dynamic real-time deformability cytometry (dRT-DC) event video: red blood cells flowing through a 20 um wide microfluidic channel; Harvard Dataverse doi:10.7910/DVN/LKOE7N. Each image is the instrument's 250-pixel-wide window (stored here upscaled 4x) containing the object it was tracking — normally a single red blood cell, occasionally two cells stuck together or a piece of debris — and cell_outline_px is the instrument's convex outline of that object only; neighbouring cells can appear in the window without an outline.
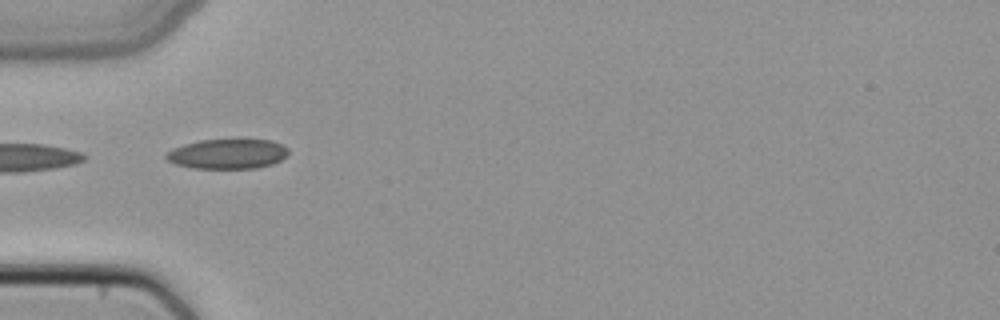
{"species": "common noctule bat (a hibernating species)", "species_latin": "Nyctalus noctula", "temperature_condition": "cold", "stored_images_in_passage": 3, "camera_frame_rate_fps": 3000, "um_per_image_px": 0.085, "animal": {"sex": "female", "body_mass_g": 22.7, "forearm_length_mm": 54.2}, "frame": {"image": 1, "passage_image": 2, "time_ms": 0.333, "image_size_px": [1000, 320], "cell_outline_px": [[288, 156], [272, 164], [256, 168], [192, 168], [176, 164], [168, 160], [164, 156], [172, 148], [184, 144], [200, 140], [272, 140], [288, 148]], "centroid_in_image_um": [19.35, 13.08], "position_along_channel_um": 65.7, "area_um2": 21.15}}
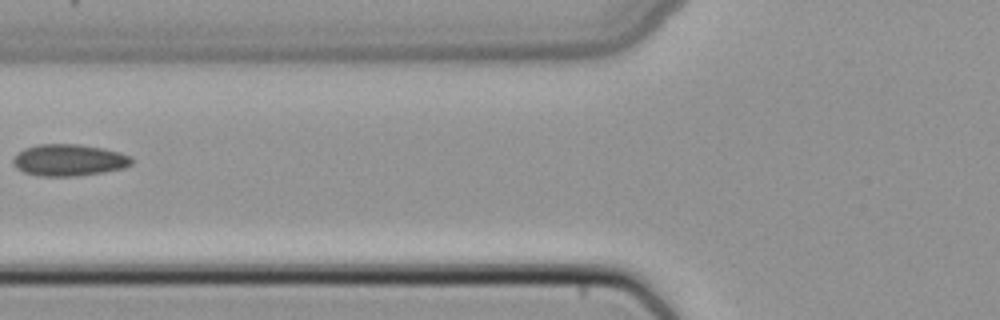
{"frame": {"image": 2, "passage_image": 3, "time_ms": 0.667, "image_size_px": [1000, 320], "cell_outline_px": [[132, 164], [124, 168], [104, 172], [76, 176], [36, 176], [24, 172], [16, 168], [12, 164], [12, 160], [24, 148], [40, 144], [80, 144], [104, 148], [120, 152], [132, 156]], "centroid_in_image_um": [5.88, 13.61], "position_along_channel_um": 119.9, "area_um2": 22.08}}